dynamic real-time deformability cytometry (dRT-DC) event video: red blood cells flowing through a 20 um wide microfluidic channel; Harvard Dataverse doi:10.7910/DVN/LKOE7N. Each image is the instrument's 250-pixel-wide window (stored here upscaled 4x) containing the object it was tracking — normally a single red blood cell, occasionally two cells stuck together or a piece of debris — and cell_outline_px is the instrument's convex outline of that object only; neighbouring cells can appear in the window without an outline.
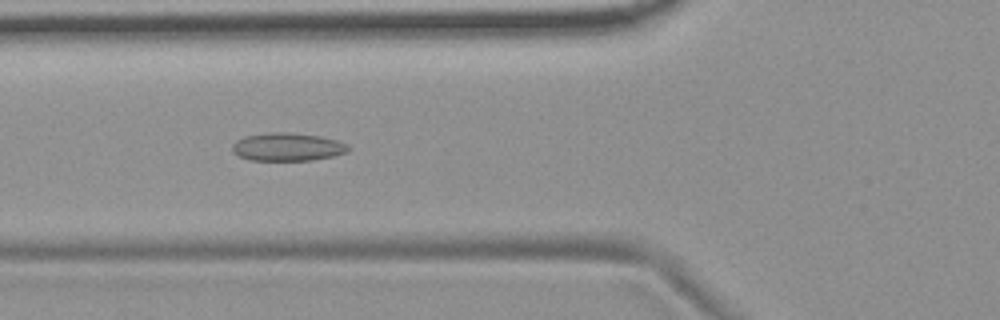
{"species": "common noctule bat (a hibernating species)", "species_latin": "Nyctalus noctula", "temperature_condition": "room temperature", "stored_images_in_passage": 41, "camera_frame_rate_fps": 3000, "um_per_image_px": 0.085, "animal": {"sex": "female", "body_mass_g": 19.9}, "frame": {"image": 1, "passage_image": 6, "time_ms": 1.667, "image_size_px": [1000, 320], "cell_outline_px": [[348, 152], [332, 156], [312, 160], [248, 160], [232, 152], [232, 144], [236, 140], [244, 136], [268, 132], [284, 132], [320, 136], [340, 140], [348, 144]], "centroid_in_image_um": [24.42, 12.48], "position_along_channel_um": 101.4, "area_um2": 19.07}}
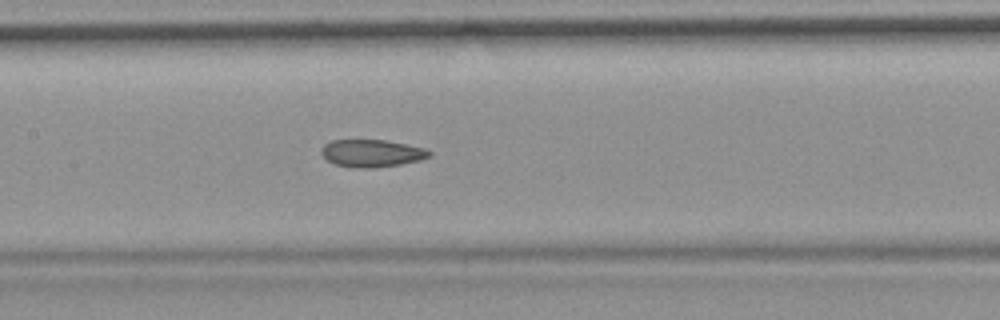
{"frame": {"image": 2, "passage_image": 12, "time_ms": 3.667, "image_size_px": [1000, 320], "cell_outline_px": [[432, 156], [420, 160], [400, 164], [372, 168], [348, 168], [336, 164], [328, 160], [320, 152], [320, 148], [324, 144], [332, 140], [384, 140], [424, 148], [432, 152]], "centroid_in_image_um": [31.58, 13.03], "position_along_channel_um": 175.8, "area_um2": 17.28}}
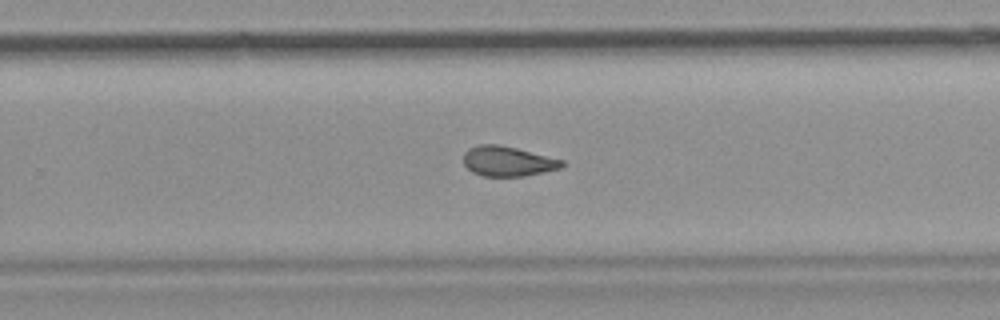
{"frame": {"image": 3, "passage_image": 21, "time_ms": 6.667, "image_size_px": [1000, 320], "cell_outline_px": [[564, 164], [560, 168], [524, 176], [484, 176], [472, 172], [464, 164], [464, 152], [468, 148], [480, 144], [496, 144], [516, 148], [564, 160]], "centroid_in_image_um": [43.14, 13.7], "position_along_channel_um": 286.7, "area_um2": 17.05}, "authors_computed_cell_mechanics": {"area_um2": 17.918, "velocity_mm_per_s": 3.713, "shape_relaxation_time_tau1_ms": null, "shape_relaxation_time_tau2_ms": 3.2222, "deformation_change_tau1": null, "deformation_change_tau2": 0.1}}